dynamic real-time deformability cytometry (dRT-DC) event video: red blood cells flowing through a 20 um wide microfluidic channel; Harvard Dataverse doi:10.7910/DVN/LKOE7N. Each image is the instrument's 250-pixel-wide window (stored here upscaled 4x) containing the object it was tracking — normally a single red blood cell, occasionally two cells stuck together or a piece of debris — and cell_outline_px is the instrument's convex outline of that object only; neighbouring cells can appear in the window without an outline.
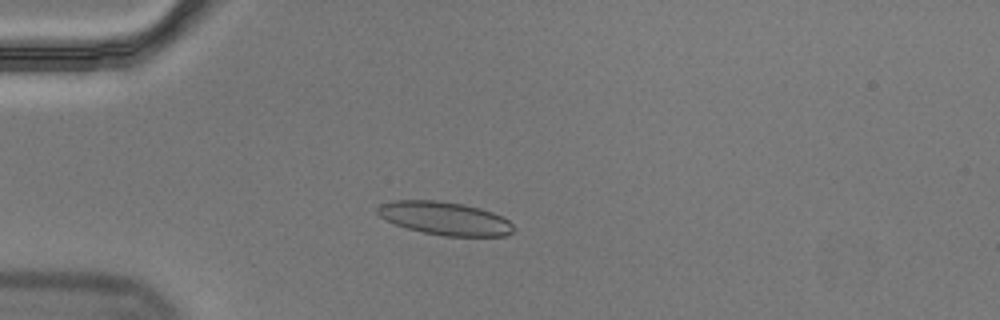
{"species": "Egyptian fruit bat (a non-hibernating species)", "species_latin": "Rousettus aegyptiacus", "temperature_condition": "cold", "stored_images_in_passage": 48, "camera_frame_rate_fps": 3000, "um_per_image_px": 0.085, "animal": {"sex": "male"}, "frame": {"image": 1, "passage_image": 14, "time_ms": 4.333, "image_size_px": [1000, 320], "cell_outline_px": [[516, 228], [508, 236], [444, 236], [424, 232], [408, 228], [396, 224], [380, 216], [376, 212], [376, 208], [380, 204], [392, 200], [436, 200], [464, 204], [480, 208], [492, 212], [508, 220]], "centroid_in_image_um": [37.82, 18.55], "position_along_channel_um": 47.2, "area_um2": 26.3}, "authors_computed_cell_mechanics": {"area_um2": 25.5476, "velocity_mm_per_s": 3.4964, "shape_relaxation_time_tau1_ms": null, "shape_relaxation_time_tau2_ms": 2.1721, "deformation_change_tau1": null, "deformation_change_tau2": 0.0606}}